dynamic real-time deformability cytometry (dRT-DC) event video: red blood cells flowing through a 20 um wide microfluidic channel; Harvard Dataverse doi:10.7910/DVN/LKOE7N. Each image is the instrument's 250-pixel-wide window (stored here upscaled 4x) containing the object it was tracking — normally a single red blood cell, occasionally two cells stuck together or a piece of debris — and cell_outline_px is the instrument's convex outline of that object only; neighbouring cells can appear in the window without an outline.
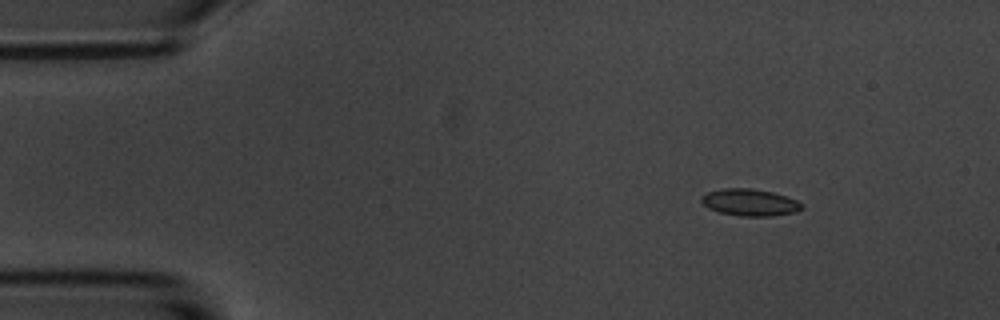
{"species": "common noctule bat (a hibernating species)", "species_latin": "Nyctalus noctula", "temperature_condition": "room temperature", "stored_images_in_passage": 9, "camera_frame_rate_fps": 3000, "um_per_image_px": 0.085, "animal": {"sex": "male", "body_mass_g": 20.1, "forearm_length_mm": 53.5}, "frame": {"image": 1, "passage_image": 2, "time_ms": 1.333, "image_size_px": [1000, 320], "cell_outline_px": [[804, 208], [796, 212], [772, 216], [740, 216], [720, 212], [708, 208], [700, 200], [700, 196], [708, 192], [724, 188], [752, 188], [772, 192], [796, 200], [804, 204]], "centroid_in_image_um": [63.74, 17.21], "position_along_channel_um": 21.3, "area_um2": 15.78}}
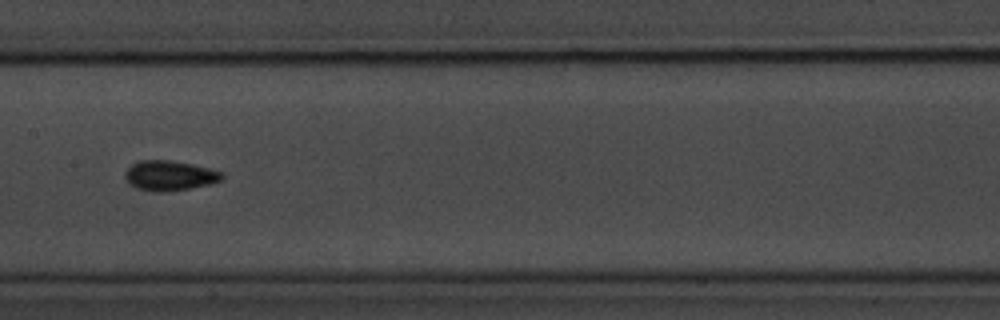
{"frame": {"image": 2, "passage_image": 8, "time_ms": 8.333, "image_size_px": [1000, 320], "cell_outline_px": [[224, 180], [212, 184], [164, 192], [152, 192], [136, 188], [128, 184], [124, 176], [124, 172], [132, 164], [140, 160], [168, 160], [192, 164], [224, 172]], "centroid_in_image_um": [14.42, 14.93], "position_along_channel_um": 193.0, "area_um2": 17.17}}
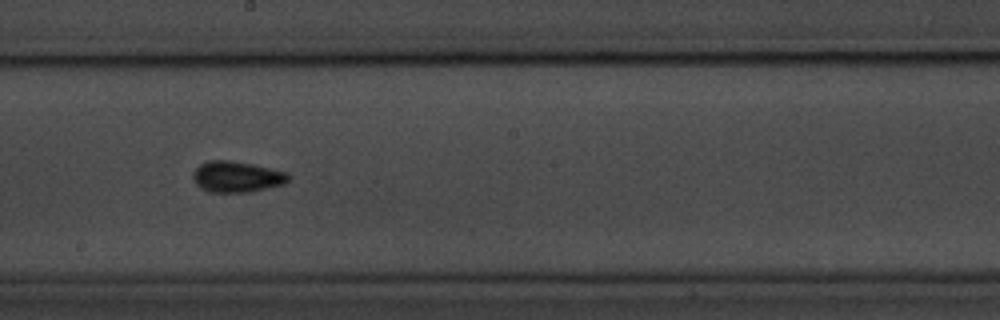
{"frame": {"image": 3, "passage_image": 9, "time_ms": 9.333, "image_size_px": [1000, 320], "cell_outline_px": [[288, 180], [284, 184], [252, 192], [212, 192], [204, 188], [192, 176], [192, 172], [200, 164], [212, 160], [228, 160], [252, 164], [288, 172]], "centroid_in_image_um": [20.17, 15.02], "position_along_channel_um": 228.0, "area_um2": 16.94}}